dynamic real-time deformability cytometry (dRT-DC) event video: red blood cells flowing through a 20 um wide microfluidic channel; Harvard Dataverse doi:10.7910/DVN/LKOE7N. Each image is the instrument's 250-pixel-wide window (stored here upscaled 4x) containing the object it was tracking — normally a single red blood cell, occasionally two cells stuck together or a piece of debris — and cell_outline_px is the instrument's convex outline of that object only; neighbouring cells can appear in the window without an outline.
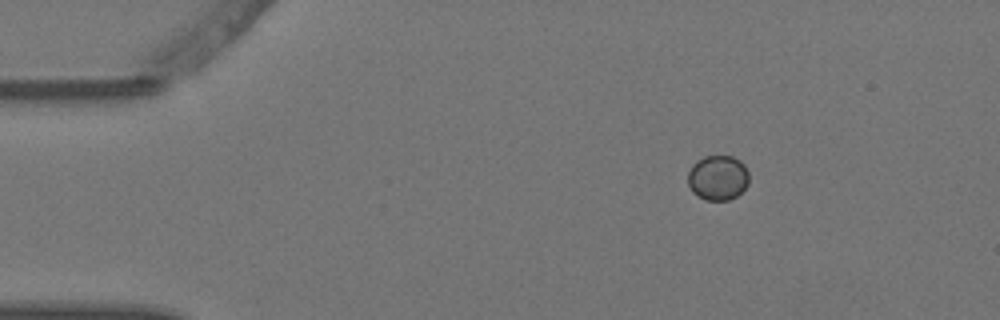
{"species": "Egyptian fruit bat (a non-hibernating species)", "species_latin": "Rousettus aegyptiacus", "temperature_condition": "warm", "stored_images_in_passage": 3, "camera_frame_rate_fps": 3000, "um_per_image_px": 0.085, "animal": {"sex": "female"}, "frame": {"image": 1, "passage_image": 1, "time_ms": 0.0, "image_size_px": [1000, 320], "cell_outline_px": [[748, 184], [736, 196], [728, 200], [704, 200], [696, 196], [692, 192], [688, 184], [688, 172], [692, 164], [696, 160], [704, 156], [732, 156], [740, 160], [744, 164], [748, 172]], "centroid_in_image_um": [60.99, 15.1], "position_along_channel_um": 24.0, "area_um2": 16.18}}
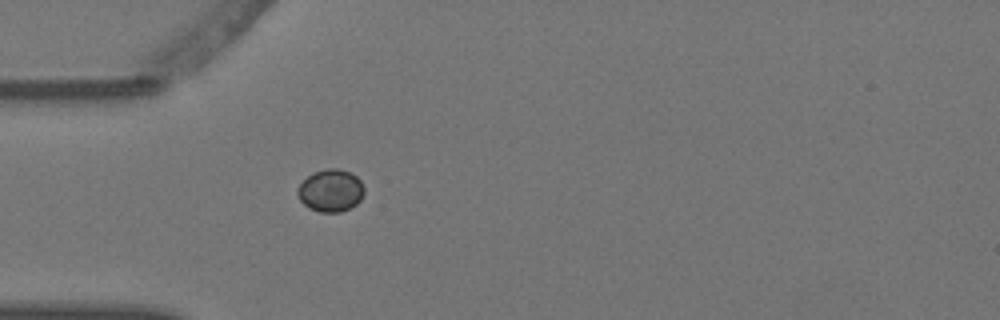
{"frame": {"image": 2, "passage_image": 3, "time_ms": 0.667, "image_size_px": [1000, 320], "cell_outline_px": [[364, 192], [360, 200], [356, 204], [340, 212], [320, 212], [308, 208], [300, 200], [296, 192], [300, 184], [312, 172], [328, 168], [340, 168], [352, 172], [360, 180], [364, 188]], "centroid_in_image_um": [28.11, 16.18], "position_along_channel_um": 56.9, "area_um2": 16.53}}